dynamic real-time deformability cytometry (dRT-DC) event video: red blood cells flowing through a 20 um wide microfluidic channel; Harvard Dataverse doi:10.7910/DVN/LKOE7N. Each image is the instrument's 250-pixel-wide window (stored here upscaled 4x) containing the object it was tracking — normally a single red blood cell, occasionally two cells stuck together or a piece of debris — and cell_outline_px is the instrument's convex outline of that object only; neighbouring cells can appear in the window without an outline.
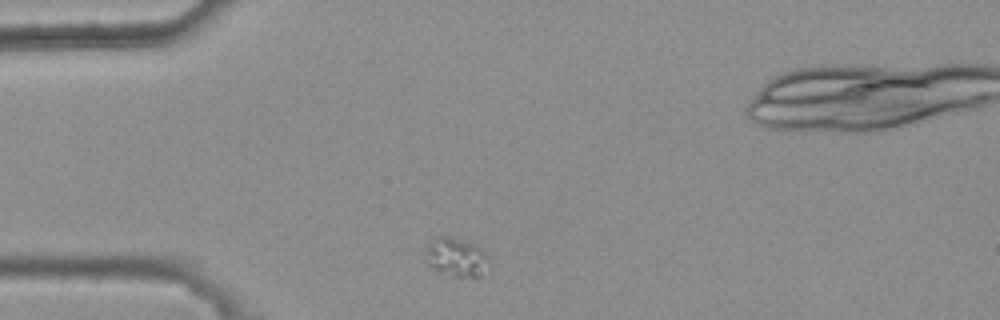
{"species": "common noctule bat (a hibernating species)", "species_latin": "Nyctalus noctula", "temperature_condition": "warm", "stored_images_in_passage": 7, "camera_frame_rate_fps": 3000, "um_per_image_px": 0.085, "animal": {"sex": "female", "body_mass_g": 25.1}, "frame": {"image": 1, "passage_image": 1, "time_ms": 0.0, "image_size_px": [1000, 320], "cell_outline_px": [[488, 260], [480, 276], [452, 276], [432, 268], [428, 264], [428, 244], [436, 236], [444, 236], [460, 240], [472, 244], [488, 252]], "centroid_in_image_um": [38.79, 21.85], "position_along_channel_um": 46.2, "area_um2": 13.64}}